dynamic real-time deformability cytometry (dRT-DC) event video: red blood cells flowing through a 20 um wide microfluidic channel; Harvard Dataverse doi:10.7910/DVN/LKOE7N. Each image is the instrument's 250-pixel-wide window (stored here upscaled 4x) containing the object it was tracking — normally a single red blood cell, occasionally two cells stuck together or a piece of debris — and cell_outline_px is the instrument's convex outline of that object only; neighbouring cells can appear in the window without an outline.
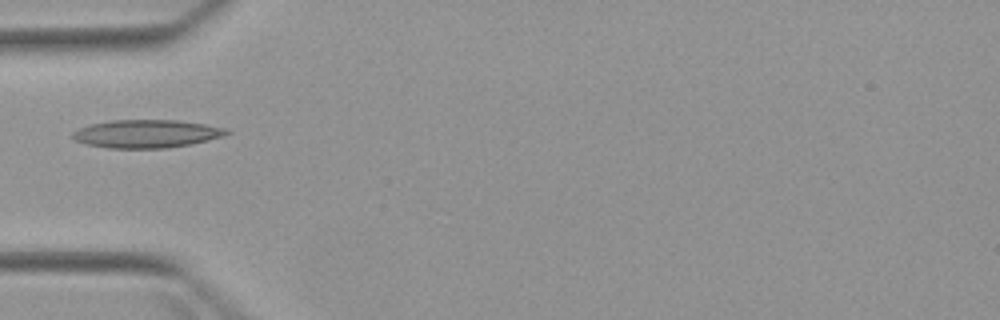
{"species": "Egyptian fruit bat (a non-hibernating species)", "species_latin": "Rousettus aegyptiacus", "temperature_condition": "warm", "stored_images_in_passage": 4, "camera_frame_rate_fps": 3000, "um_per_image_px": 0.085, "animal": {"sex": "female"}, "frame": {"image": 1, "passage_image": 4, "time_ms": 4.333, "image_size_px": [1000, 320], "cell_outline_px": [[232, 132], [224, 136], [192, 144], [168, 148], [108, 148], [88, 144], [76, 140], [72, 136], [72, 132], [88, 124], [112, 120], [176, 120], [204, 124], [228, 128]], "centroid_in_image_um": [12.5, 11.36], "position_along_channel_um": 72.5, "area_um2": 25.26}}